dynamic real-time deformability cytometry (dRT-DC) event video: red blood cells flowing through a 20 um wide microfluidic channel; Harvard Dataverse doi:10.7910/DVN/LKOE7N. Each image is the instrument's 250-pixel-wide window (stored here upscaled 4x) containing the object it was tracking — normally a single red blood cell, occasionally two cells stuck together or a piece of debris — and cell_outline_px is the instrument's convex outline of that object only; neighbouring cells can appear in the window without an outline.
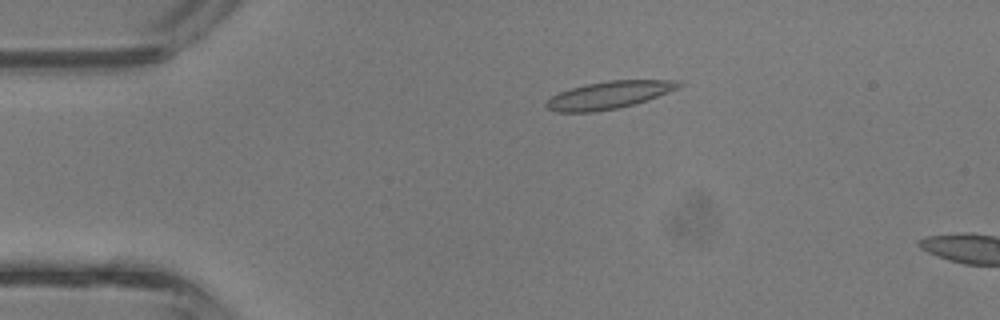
{"species": "common noctule bat (a hibernating species)", "species_latin": "Nyctalus noctula", "temperature_condition": "room temperature", "stored_images_in_passage": 4, "camera_frame_rate_fps": 3000, "um_per_image_px": 0.085, "animal": {"sex": "male", "body_mass_g": 13.3}, "frame": {"image": 1, "passage_image": 3, "time_ms": 0.667, "image_size_px": [1000, 320], "cell_outline_px": [[684, 84], [680, 88], [632, 104], [616, 108], [592, 112], [556, 112], [548, 108], [544, 104], [552, 96], [560, 92], [584, 84], [608, 80], [680, 80]], "centroid_in_image_um": [51.77, 8.06], "position_along_channel_um": 33.2, "area_um2": 20.98}}